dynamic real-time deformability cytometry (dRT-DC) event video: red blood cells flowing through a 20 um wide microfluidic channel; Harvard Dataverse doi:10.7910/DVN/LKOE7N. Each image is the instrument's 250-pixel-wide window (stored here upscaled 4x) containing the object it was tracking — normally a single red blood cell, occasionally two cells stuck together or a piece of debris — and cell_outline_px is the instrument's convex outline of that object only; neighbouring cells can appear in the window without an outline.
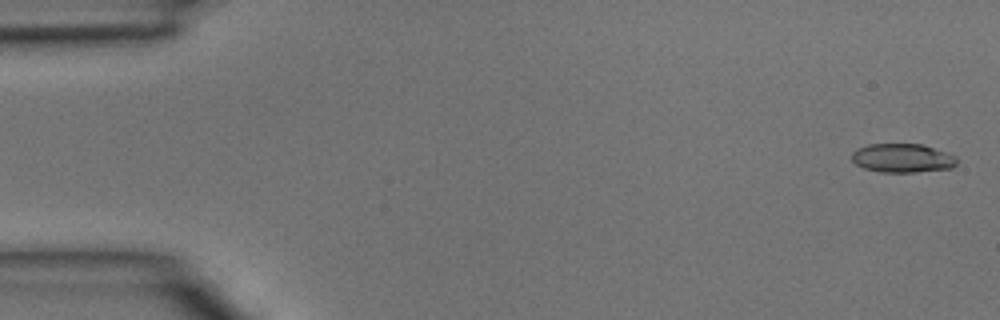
{"species": "common noctule bat (a hibernating species)", "species_latin": "Nyctalus noctula", "temperature_condition": "room temperature", "stored_images_in_passage": 6, "camera_frame_rate_fps": 3000, "um_per_image_px": 0.085, "animal": {"sex": "male", "body_mass_g": 15.6}, "frame": {"image": 1, "passage_image": 1, "time_ms": 0.0, "image_size_px": [1000, 320], "cell_outline_px": [[956, 164], [952, 168], [916, 172], [880, 172], [864, 168], [856, 164], [852, 160], [852, 152], [856, 148], [868, 144], [920, 144], [948, 152], [956, 156]], "centroid_in_image_um": [76.7, 13.43], "position_along_channel_um": 8.3, "area_um2": 17.74}}
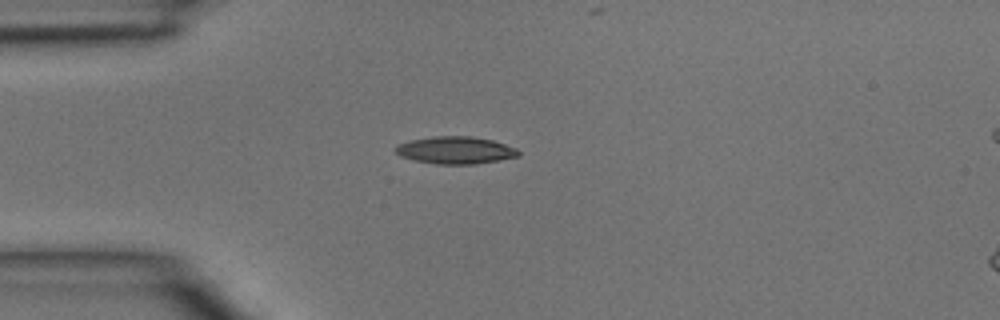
{"frame": {"image": 2, "passage_image": 4, "time_ms": 1.0, "image_size_px": [1000, 320], "cell_outline_px": [[520, 156], [476, 164], [436, 164], [416, 160], [400, 156], [396, 152], [396, 148], [400, 144], [412, 140], [436, 136], [472, 136], [492, 140], [516, 148], [520, 152]], "centroid_in_image_um": [38.76, 12.77], "position_along_channel_um": 46.2, "area_um2": 19.31}}